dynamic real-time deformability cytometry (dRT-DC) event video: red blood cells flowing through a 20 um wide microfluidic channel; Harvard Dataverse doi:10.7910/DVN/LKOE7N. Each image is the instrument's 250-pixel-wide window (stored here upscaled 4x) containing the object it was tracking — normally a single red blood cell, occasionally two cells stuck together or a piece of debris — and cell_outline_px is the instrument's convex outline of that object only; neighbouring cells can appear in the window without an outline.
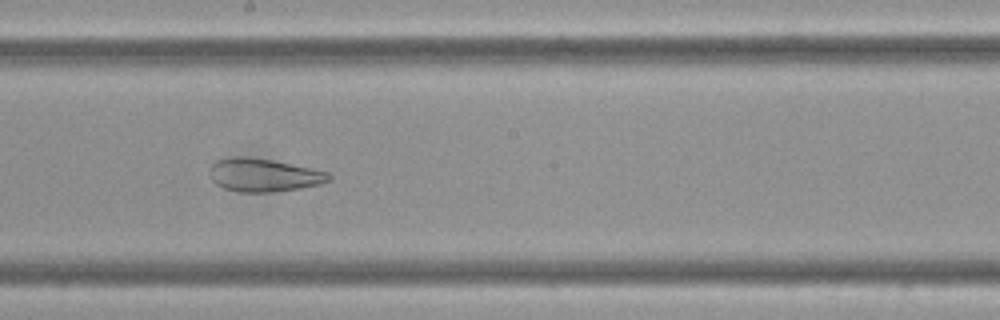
{"species": "Egyptian fruit bat (a non-hibernating species)", "species_latin": "Rousettus aegyptiacus", "temperature_condition": "cold", "stored_images_in_passage": 10, "camera_frame_rate_fps": 3000, "um_per_image_px": 0.085, "frame": {"image": 1, "passage_image": 7, "time_ms": 2.0, "image_size_px": [1000, 320], "cell_outline_px": [[332, 180], [320, 184], [300, 188], [268, 192], [240, 192], [224, 188], [216, 184], [212, 180], [208, 172], [208, 168], [216, 160], [236, 156], [240, 156], [272, 160], [328, 172], [332, 176]], "centroid_in_image_um": [22.38, 14.88], "position_along_channel_um": 225.8, "area_um2": 22.95}}